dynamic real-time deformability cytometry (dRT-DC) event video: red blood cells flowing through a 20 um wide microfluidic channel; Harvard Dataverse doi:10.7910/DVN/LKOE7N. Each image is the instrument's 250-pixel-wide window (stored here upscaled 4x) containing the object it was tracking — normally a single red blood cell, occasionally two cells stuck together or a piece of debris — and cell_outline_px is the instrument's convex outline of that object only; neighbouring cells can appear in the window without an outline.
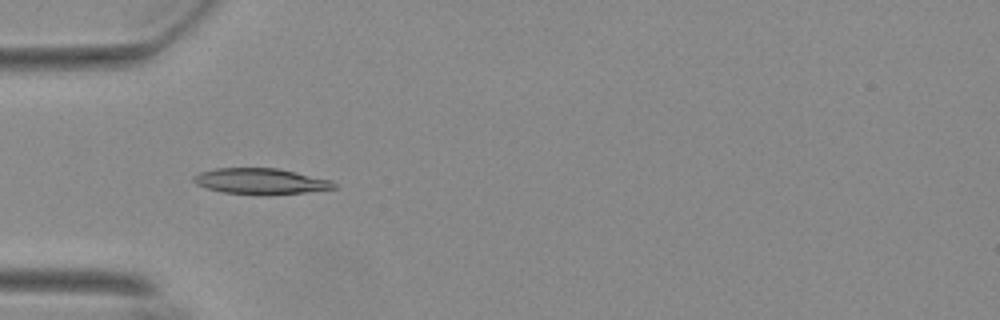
{"species": "Egyptian fruit bat (a non-hibernating species)", "species_latin": "Rousettus aegyptiacus", "temperature_condition": "warm", "stored_images_in_passage": 53, "camera_frame_rate_fps": 3000, "um_per_image_px": 0.085, "animal": {"sex": "female"}, "frame": {"image": 1, "passage_image": 15, "time_ms": 4.667, "image_size_px": [1000, 320], "cell_outline_px": [[336, 188], [304, 192], [224, 192], [208, 188], [196, 184], [192, 180], [192, 176], [200, 172], [216, 168], [276, 168], [332, 180], [336, 184]], "centroid_in_image_um": [22.12, 15.35], "position_along_channel_um": 62.9, "area_um2": 20.06}}
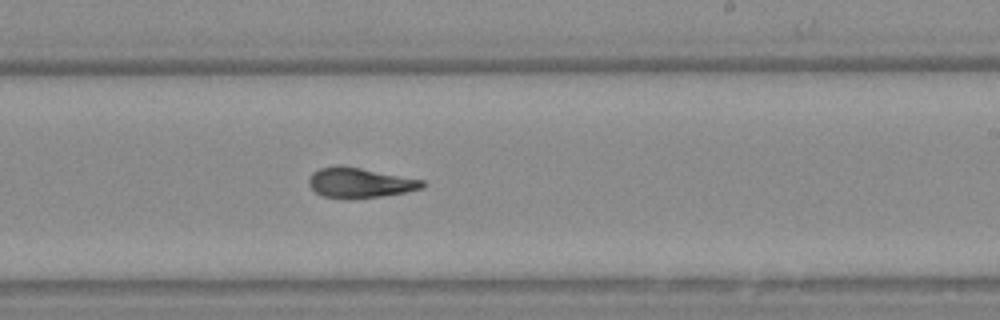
{"frame": {"image": 2, "passage_image": 31, "time_ms": 10.0, "image_size_px": [1000, 320], "cell_outline_px": [[424, 188], [404, 192], [380, 196], [324, 196], [316, 192], [308, 184], [308, 180], [312, 172], [320, 168], [340, 164], [424, 180]], "centroid_in_image_um": [30.58, 15.48], "position_along_channel_um": 258.4, "area_um2": 19.19}}
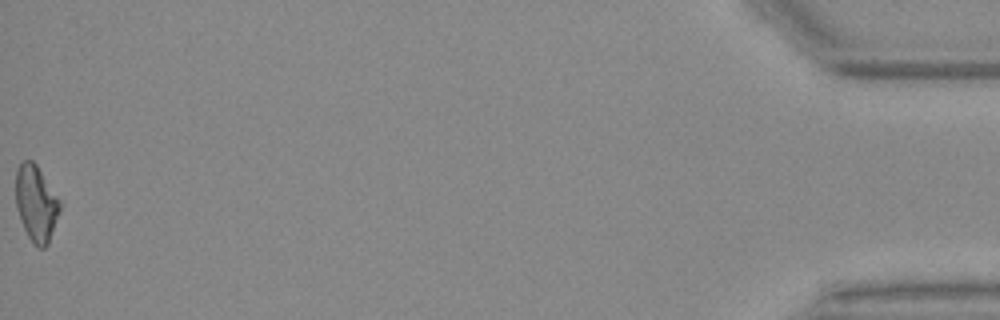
{"frame": {"image": 3, "passage_image": 53, "time_ms": 17.333, "image_size_px": [1000, 320], "cell_outline_px": [[60, 212], [48, 244], [44, 248], [36, 248], [28, 236], [24, 228], [16, 208], [16, 168], [24, 160], [32, 160], [36, 164], [60, 200]], "centroid_in_image_um": [3.07, 17.3], "position_along_channel_um": 432.1, "area_um2": 19.54}, "authors_computed_cell_mechanics": {"area_um2": 19.8832, "velocity_mm_per_s": 3.7069, "shape_relaxation_time_tau1_ms": 6.185, "shape_relaxation_time_tau2_ms": 2.2414, "deformation_change_tau1": 0.1931, "deformation_change_tau2": 0.0942}}